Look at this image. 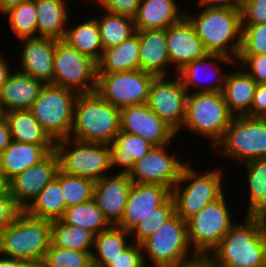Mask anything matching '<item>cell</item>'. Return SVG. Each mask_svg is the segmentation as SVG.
<instances>
[{
  "mask_svg": "<svg viewBox=\"0 0 266 267\" xmlns=\"http://www.w3.org/2000/svg\"><path fill=\"white\" fill-rule=\"evenodd\" d=\"M20 72L46 84H53L56 39L49 37L23 38Z\"/></svg>",
  "mask_w": 266,
  "mask_h": 267,
  "instance_id": "obj_22",
  "label": "cell"
},
{
  "mask_svg": "<svg viewBox=\"0 0 266 267\" xmlns=\"http://www.w3.org/2000/svg\"><path fill=\"white\" fill-rule=\"evenodd\" d=\"M51 243V221L22 211L0 232V254L40 267Z\"/></svg>",
  "mask_w": 266,
  "mask_h": 267,
  "instance_id": "obj_4",
  "label": "cell"
},
{
  "mask_svg": "<svg viewBox=\"0 0 266 267\" xmlns=\"http://www.w3.org/2000/svg\"><path fill=\"white\" fill-rule=\"evenodd\" d=\"M175 214V202L171 195L161 206L153 209L152 213L143 218L130 231V235L134 239L132 243L140 245Z\"/></svg>",
  "mask_w": 266,
  "mask_h": 267,
  "instance_id": "obj_40",
  "label": "cell"
},
{
  "mask_svg": "<svg viewBox=\"0 0 266 267\" xmlns=\"http://www.w3.org/2000/svg\"><path fill=\"white\" fill-rule=\"evenodd\" d=\"M111 149V168H122L120 173H130L135 163L146 156L154 147L143 137L119 131L115 140L109 144Z\"/></svg>",
  "mask_w": 266,
  "mask_h": 267,
  "instance_id": "obj_29",
  "label": "cell"
},
{
  "mask_svg": "<svg viewBox=\"0 0 266 267\" xmlns=\"http://www.w3.org/2000/svg\"><path fill=\"white\" fill-rule=\"evenodd\" d=\"M97 77L96 61L65 41L56 39L53 85L71 89L77 94L91 93L96 91Z\"/></svg>",
  "mask_w": 266,
  "mask_h": 267,
  "instance_id": "obj_11",
  "label": "cell"
},
{
  "mask_svg": "<svg viewBox=\"0 0 266 267\" xmlns=\"http://www.w3.org/2000/svg\"><path fill=\"white\" fill-rule=\"evenodd\" d=\"M9 18L10 32L20 41L37 37V11L34 0H27L3 14Z\"/></svg>",
  "mask_w": 266,
  "mask_h": 267,
  "instance_id": "obj_39",
  "label": "cell"
},
{
  "mask_svg": "<svg viewBox=\"0 0 266 267\" xmlns=\"http://www.w3.org/2000/svg\"><path fill=\"white\" fill-rule=\"evenodd\" d=\"M140 40V69L155 76H168L171 66L166 46V30H136ZM168 73V74H167Z\"/></svg>",
  "mask_w": 266,
  "mask_h": 267,
  "instance_id": "obj_24",
  "label": "cell"
},
{
  "mask_svg": "<svg viewBox=\"0 0 266 267\" xmlns=\"http://www.w3.org/2000/svg\"><path fill=\"white\" fill-rule=\"evenodd\" d=\"M140 40L135 33L122 43L104 49L98 64V73L127 72L140 69Z\"/></svg>",
  "mask_w": 266,
  "mask_h": 267,
  "instance_id": "obj_30",
  "label": "cell"
},
{
  "mask_svg": "<svg viewBox=\"0 0 266 267\" xmlns=\"http://www.w3.org/2000/svg\"><path fill=\"white\" fill-rule=\"evenodd\" d=\"M213 150L240 164L265 158L266 118L233 116L222 140Z\"/></svg>",
  "mask_w": 266,
  "mask_h": 267,
  "instance_id": "obj_8",
  "label": "cell"
},
{
  "mask_svg": "<svg viewBox=\"0 0 266 267\" xmlns=\"http://www.w3.org/2000/svg\"><path fill=\"white\" fill-rule=\"evenodd\" d=\"M2 114L8 122L12 140L37 145H55V141L29 109L11 110Z\"/></svg>",
  "mask_w": 266,
  "mask_h": 267,
  "instance_id": "obj_31",
  "label": "cell"
},
{
  "mask_svg": "<svg viewBox=\"0 0 266 267\" xmlns=\"http://www.w3.org/2000/svg\"><path fill=\"white\" fill-rule=\"evenodd\" d=\"M77 95L71 89L46 84L29 109L54 141L70 136Z\"/></svg>",
  "mask_w": 266,
  "mask_h": 267,
  "instance_id": "obj_9",
  "label": "cell"
},
{
  "mask_svg": "<svg viewBox=\"0 0 266 267\" xmlns=\"http://www.w3.org/2000/svg\"><path fill=\"white\" fill-rule=\"evenodd\" d=\"M12 137L8 122L3 114H0V154L11 144Z\"/></svg>",
  "mask_w": 266,
  "mask_h": 267,
  "instance_id": "obj_52",
  "label": "cell"
},
{
  "mask_svg": "<svg viewBox=\"0 0 266 267\" xmlns=\"http://www.w3.org/2000/svg\"><path fill=\"white\" fill-rule=\"evenodd\" d=\"M217 62L219 65L225 63L227 66L228 64L229 66L230 65L236 66V60H234L231 57L221 55V54H216V53H208L203 58H200L198 60L191 62L190 64H187L183 69H181L177 73L187 93H191L192 91L193 93L194 91L196 93L197 92L200 93V92H222L223 91L227 74L225 72L220 76L219 71L221 72L222 67H219ZM203 73L206 75L207 78L204 77V79H206L207 81L202 79L204 76ZM200 76H202V78ZM212 77L214 78L212 79L213 81L209 79ZM201 80L203 82H201ZM208 80H210V82Z\"/></svg>",
  "mask_w": 266,
  "mask_h": 267,
  "instance_id": "obj_19",
  "label": "cell"
},
{
  "mask_svg": "<svg viewBox=\"0 0 266 267\" xmlns=\"http://www.w3.org/2000/svg\"><path fill=\"white\" fill-rule=\"evenodd\" d=\"M0 52V89L3 86V84L7 81L8 76L11 74V65L9 66V63L6 61V59Z\"/></svg>",
  "mask_w": 266,
  "mask_h": 267,
  "instance_id": "obj_53",
  "label": "cell"
},
{
  "mask_svg": "<svg viewBox=\"0 0 266 267\" xmlns=\"http://www.w3.org/2000/svg\"><path fill=\"white\" fill-rule=\"evenodd\" d=\"M119 131V108L107 102L97 91L77 95L70 138L110 144Z\"/></svg>",
  "mask_w": 266,
  "mask_h": 267,
  "instance_id": "obj_2",
  "label": "cell"
},
{
  "mask_svg": "<svg viewBox=\"0 0 266 267\" xmlns=\"http://www.w3.org/2000/svg\"><path fill=\"white\" fill-rule=\"evenodd\" d=\"M194 25L208 53L225 55L237 60L242 45L240 9L205 8L199 13H185Z\"/></svg>",
  "mask_w": 266,
  "mask_h": 267,
  "instance_id": "obj_3",
  "label": "cell"
},
{
  "mask_svg": "<svg viewBox=\"0 0 266 267\" xmlns=\"http://www.w3.org/2000/svg\"><path fill=\"white\" fill-rule=\"evenodd\" d=\"M266 54V23L242 25L239 55Z\"/></svg>",
  "mask_w": 266,
  "mask_h": 267,
  "instance_id": "obj_43",
  "label": "cell"
},
{
  "mask_svg": "<svg viewBox=\"0 0 266 267\" xmlns=\"http://www.w3.org/2000/svg\"><path fill=\"white\" fill-rule=\"evenodd\" d=\"M171 195L172 191L163 185L133 183L123 217L116 226L130 232Z\"/></svg>",
  "mask_w": 266,
  "mask_h": 267,
  "instance_id": "obj_21",
  "label": "cell"
},
{
  "mask_svg": "<svg viewBox=\"0 0 266 267\" xmlns=\"http://www.w3.org/2000/svg\"><path fill=\"white\" fill-rule=\"evenodd\" d=\"M1 256V254H0ZM0 267H33L29 263L17 260L15 258L1 256L0 257Z\"/></svg>",
  "mask_w": 266,
  "mask_h": 267,
  "instance_id": "obj_54",
  "label": "cell"
},
{
  "mask_svg": "<svg viewBox=\"0 0 266 267\" xmlns=\"http://www.w3.org/2000/svg\"><path fill=\"white\" fill-rule=\"evenodd\" d=\"M120 130L141 136L154 146L170 145L178 135L147 104L120 109Z\"/></svg>",
  "mask_w": 266,
  "mask_h": 267,
  "instance_id": "obj_16",
  "label": "cell"
},
{
  "mask_svg": "<svg viewBox=\"0 0 266 267\" xmlns=\"http://www.w3.org/2000/svg\"><path fill=\"white\" fill-rule=\"evenodd\" d=\"M55 145H37L12 140L11 144L0 154V169L12 180L32 165L38 164Z\"/></svg>",
  "mask_w": 266,
  "mask_h": 267,
  "instance_id": "obj_25",
  "label": "cell"
},
{
  "mask_svg": "<svg viewBox=\"0 0 266 267\" xmlns=\"http://www.w3.org/2000/svg\"><path fill=\"white\" fill-rule=\"evenodd\" d=\"M168 77H154L147 105L176 133H179L185 119L188 93L178 74L174 77L175 79Z\"/></svg>",
  "mask_w": 266,
  "mask_h": 267,
  "instance_id": "obj_14",
  "label": "cell"
},
{
  "mask_svg": "<svg viewBox=\"0 0 266 267\" xmlns=\"http://www.w3.org/2000/svg\"><path fill=\"white\" fill-rule=\"evenodd\" d=\"M140 245L144 260H150L154 267L173 265L191 258L192 256H189V252L195 254L188 239L187 221L177 214L165 222Z\"/></svg>",
  "mask_w": 266,
  "mask_h": 267,
  "instance_id": "obj_12",
  "label": "cell"
},
{
  "mask_svg": "<svg viewBox=\"0 0 266 267\" xmlns=\"http://www.w3.org/2000/svg\"><path fill=\"white\" fill-rule=\"evenodd\" d=\"M249 117L266 118V84H258Z\"/></svg>",
  "mask_w": 266,
  "mask_h": 267,
  "instance_id": "obj_49",
  "label": "cell"
},
{
  "mask_svg": "<svg viewBox=\"0 0 266 267\" xmlns=\"http://www.w3.org/2000/svg\"><path fill=\"white\" fill-rule=\"evenodd\" d=\"M8 76L0 89V114L11 110L30 109L45 84L19 70Z\"/></svg>",
  "mask_w": 266,
  "mask_h": 267,
  "instance_id": "obj_23",
  "label": "cell"
},
{
  "mask_svg": "<svg viewBox=\"0 0 266 267\" xmlns=\"http://www.w3.org/2000/svg\"><path fill=\"white\" fill-rule=\"evenodd\" d=\"M103 14L97 20L103 49L116 46L136 33L134 19L99 9Z\"/></svg>",
  "mask_w": 266,
  "mask_h": 267,
  "instance_id": "obj_36",
  "label": "cell"
},
{
  "mask_svg": "<svg viewBox=\"0 0 266 267\" xmlns=\"http://www.w3.org/2000/svg\"><path fill=\"white\" fill-rule=\"evenodd\" d=\"M236 65L237 68L241 66V69H246L257 84H266V54L239 55Z\"/></svg>",
  "mask_w": 266,
  "mask_h": 267,
  "instance_id": "obj_44",
  "label": "cell"
},
{
  "mask_svg": "<svg viewBox=\"0 0 266 267\" xmlns=\"http://www.w3.org/2000/svg\"><path fill=\"white\" fill-rule=\"evenodd\" d=\"M175 0H141L134 18L136 30L166 29L179 22L185 12L179 9Z\"/></svg>",
  "mask_w": 266,
  "mask_h": 267,
  "instance_id": "obj_26",
  "label": "cell"
},
{
  "mask_svg": "<svg viewBox=\"0 0 266 267\" xmlns=\"http://www.w3.org/2000/svg\"><path fill=\"white\" fill-rule=\"evenodd\" d=\"M247 186L249 187V204L246 215L255 216L266 206V157L244 163Z\"/></svg>",
  "mask_w": 266,
  "mask_h": 267,
  "instance_id": "obj_38",
  "label": "cell"
},
{
  "mask_svg": "<svg viewBox=\"0 0 266 267\" xmlns=\"http://www.w3.org/2000/svg\"><path fill=\"white\" fill-rule=\"evenodd\" d=\"M56 178L60 181L66 207L82 204L93 199V180L72 176L58 171Z\"/></svg>",
  "mask_w": 266,
  "mask_h": 267,
  "instance_id": "obj_41",
  "label": "cell"
},
{
  "mask_svg": "<svg viewBox=\"0 0 266 267\" xmlns=\"http://www.w3.org/2000/svg\"><path fill=\"white\" fill-rule=\"evenodd\" d=\"M217 168L200 174L189 162L183 167L180 178L172 189L175 211L180 218L187 221L207 204L225 194L222 179L224 174L220 167Z\"/></svg>",
  "mask_w": 266,
  "mask_h": 267,
  "instance_id": "obj_5",
  "label": "cell"
},
{
  "mask_svg": "<svg viewBox=\"0 0 266 267\" xmlns=\"http://www.w3.org/2000/svg\"><path fill=\"white\" fill-rule=\"evenodd\" d=\"M27 0H0V14L6 13L8 10L13 7L18 6L20 3Z\"/></svg>",
  "mask_w": 266,
  "mask_h": 267,
  "instance_id": "obj_55",
  "label": "cell"
},
{
  "mask_svg": "<svg viewBox=\"0 0 266 267\" xmlns=\"http://www.w3.org/2000/svg\"><path fill=\"white\" fill-rule=\"evenodd\" d=\"M146 262L141 245L133 243L105 267H143Z\"/></svg>",
  "mask_w": 266,
  "mask_h": 267,
  "instance_id": "obj_46",
  "label": "cell"
},
{
  "mask_svg": "<svg viewBox=\"0 0 266 267\" xmlns=\"http://www.w3.org/2000/svg\"><path fill=\"white\" fill-rule=\"evenodd\" d=\"M59 169L65 174L100 180L111 171L109 144L84 142L70 137L55 141Z\"/></svg>",
  "mask_w": 266,
  "mask_h": 267,
  "instance_id": "obj_7",
  "label": "cell"
},
{
  "mask_svg": "<svg viewBox=\"0 0 266 267\" xmlns=\"http://www.w3.org/2000/svg\"><path fill=\"white\" fill-rule=\"evenodd\" d=\"M241 25L266 23V0H242Z\"/></svg>",
  "mask_w": 266,
  "mask_h": 267,
  "instance_id": "obj_45",
  "label": "cell"
},
{
  "mask_svg": "<svg viewBox=\"0 0 266 267\" xmlns=\"http://www.w3.org/2000/svg\"><path fill=\"white\" fill-rule=\"evenodd\" d=\"M165 267H212L209 255L192 254L191 258Z\"/></svg>",
  "mask_w": 266,
  "mask_h": 267,
  "instance_id": "obj_50",
  "label": "cell"
},
{
  "mask_svg": "<svg viewBox=\"0 0 266 267\" xmlns=\"http://www.w3.org/2000/svg\"><path fill=\"white\" fill-rule=\"evenodd\" d=\"M101 10L135 18L141 3V0H96Z\"/></svg>",
  "mask_w": 266,
  "mask_h": 267,
  "instance_id": "obj_47",
  "label": "cell"
},
{
  "mask_svg": "<svg viewBox=\"0 0 266 267\" xmlns=\"http://www.w3.org/2000/svg\"><path fill=\"white\" fill-rule=\"evenodd\" d=\"M232 118L222 92H191L187 94L181 129L210 138L214 149L222 140Z\"/></svg>",
  "mask_w": 266,
  "mask_h": 267,
  "instance_id": "obj_6",
  "label": "cell"
},
{
  "mask_svg": "<svg viewBox=\"0 0 266 267\" xmlns=\"http://www.w3.org/2000/svg\"><path fill=\"white\" fill-rule=\"evenodd\" d=\"M59 159L55 151L50 152L38 164L24 170L10 180V194L24 211L52 181L59 171Z\"/></svg>",
  "mask_w": 266,
  "mask_h": 267,
  "instance_id": "obj_17",
  "label": "cell"
},
{
  "mask_svg": "<svg viewBox=\"0 0 266 267\" xmlns=\"http://www.w3.org/2000/svg\"><path fill=\"white\" fill-rule=\"evenodd\" d=\"M61 220L71 226L87 229L95 235L112 226L93 199L82 204L67 207Z\"/></svg>",
  "mask_w": 266,
  "mask_h": 267,
  "instance_id": "obj_37",
  "label": "cell"
},
{
  "mask_svg": "<svg viewBox=\"0 0 266 267\" xmlns=\"http://www.w3.org/2000/svg\"><path fill=\"white\" fill-rule=\"evenodd\" d=\"M40 267H93L92 255L89 252L62 249L51 242Z\"/></svg>",
  "mask_w": 266,
  "mask_h": 267,
  "instance_id": "obj_42",
  "label": "cell"
},
{
  "mask_svg": "<svg viewBox=\"0 0 266 267\" xmlns=\"http://www.w3.org/2000/svg\"><path fill=\"white\" fill-rule=\"evenodd\" d=\"M223 194L187 220L188 239L195 254L210 255L236 223Z\"/></svg>",
  "mask_w": 266,
  "mask_h": 267,
  "instance_id": "obj_10",
  "label": "cell"
},
{
  "mask_svg": "<svg viewBox=\"0 0 266 267\" xmlns=\"http://www.w3.org/2000/svg\"><path fill=\"white\" fill-rule=\"evenodd\" d=\"M66 208L60 181L55 177L24 211L35 218L55 221L62 218Z\"/></svg>",
  "mask_w": 266,
  "mask_h": 267,
  "instance_id": "obj_33",
  "label": "cell"
},
{
  "mask_svg": "<svg viewBox=\"0 0 266 267\" xmlns=\"http://www.w3.org/2000/svg\"><path fill=\"white\" fill-rule=\"evenodd\" d=\"M130 232L112 225L109 229L95 235L94 250L92 252L93 267H105L111 259L116 258L132 243L128 242Z\"/></svg>",
  "mask_w": 266,
  "mask_h": 267,
  "instance_id": "obj_34",
  "label": "cell"
},
{
  "mask_svg": "<svg viewBox=\"0 0 266 267\" xmlns=\"http://www.w3.org/2000/svg\"><path fill=\"white\" fill-rule=\"evenodd\" d=\"M51 242L62 249L89 252L92 255L95 234L82 227L71 226L59 219L51 221Z\"/></svg>",
  "mask_w": 266,
  "mask_h": 267,
  "instance_id": "obj_35",
  "label": "cell"
},
{
  "mask_svg": "<svg viewBox=\"0 0 266 267\" xmlns=\"http://www.w3.org/2000/svg\"><path fill=\"white\" fill-rule=\"evenodd\" d=\"M22 211L11 195L0 196V232L12 224Z\"/></svg>",
  "mask_w": 266,
  "mask_h": 267,
  "instance_id": "obj_48",
  "label": "cell"
},
{
  "mask_svg": "<svg viewBox=\"0 0 266 267\" xmlns=\"http://www.w3.org/2000/svg\"><path fill=\"white\" fill-rule=\"evenodd\" d=\"M199 7L240 9L242 0H198Z\"/></svg>",
  "mask_w": 266,
  "mask_h": 267,
  "instance_id": "obj_51",
  "label": "cell"
},
{
  "mask_svg": "<svg viewBox=\"0 0 266 267\" xmlns=\"http://www.w3.org/2000/svg\"><path fill=\"white\" fill-rule=\"evenodd\" d=\"M167 150V145L154 146L146 156L138 160L129 173L132 182L159 184L172 191L187 162L180 161L178 155H170Z\"/></svg>",
  "mask_w": 266,
  "mask_h": 267,
  "instance_id": "obj_15",
  "label": "cell"
},
{
  "mask_svg": "<svg viewBox=\"0 0 266 267\" xmlns=\"http://www.w3.org/2000/svg\"><path fill=\"white\" fill-rule=\"evenodd\" d=\"M11 195L10 194V180L0 169V196Z\"/></svg>",
  "mask_w": 266,
  "mask_h": 267,
  "instance_id": "obj_56",
  "label": "cell"
},
{
  "mask_svg": "<svg viewBox=\"0 0 266 267\" xmlns=\"http://www.w3.org/2000/svg\"><path fill=\"white\" fill-rule=\"evenodd\" d=\"M239 70L227 73L222 94L233 116H247L258 84L246 71Z\"/></svg>",
  "mask_w": 266,
  "mask_h": 267,
  "instance_id": "obj_27",
  "label": "cell"
},
{
  "mask_svg": "<svg viewBox=\"0 0 266 267\" xmlns=\"http://www.w3.org/2000/svg\"><path fill=\"white\" fill-rule=\"evenodd\" d=\"M235 223L210 253L212 267H266V237L256 216Z\"/></svg>",
  "mask_w": 266,
  "mask_h": 267,
  "instance_id": "obj_1",
  "label": "cell"
},
{
  "mask_svg": "<svg viewBox=\"0 0 266 267\" xmlns=\"http://www.w3.org/2000/svg\"><path fill=\"white\" fill-rule=\"evenodd\" d=\"M155 75L141 69L98 73L96 91L113 106L124 107L147 104L151 83Z\"/></svg>",
  "mask_w": 266,
  "mask_h": 267,
  "instance_id": "obj_13",
  "label": "cell"
},
{
  "mask_svg": "<svg viewBox=\"0 0 266 267\" xmlns=\"http://www.w3.org/2000/svg\"><path fill=\"white\" fill-rule=\"evenodd\" d=\"M37 11V37L63 40L69 14L66 0H34Z\"/></svg>",
  "mask_w": 266,
  "mask_h": 267,
  "instance_id": "obj_28",
  "label": "cell"
},
{
  "mask_svg": "<svg viewBox=\"0 0 266 267\" xmlns=\"http://www.w3.org/2000/svg\"><path fill=\"white\" fill-rule=\"evenodd\" d=\"M132 184L129 173L119 171L95 182L93 200L111 225L121 221Z\"/></svg>",
  "mask_w": 266,
  "mask_h": 267,
  "instance_id": "obj_20",
  "label": "cell"
},
{
  "mask_svg": "<svg viewBox=\"0 0 266 267\" xmlns=\"http://www.w3.org/2000/svg\"><path fill=\"white\" fill-rule=\"evenodd\" d=\"M68 24L63 41L98 63L102 58L104 49L101 44L97 20L92 17L76 26L74 25V27H69L70 23L68 22Z\"/></svg>",
  "mask_w": 266,
  "mask_h": 267,
  "instance_id": "obj_32",
  "label": "cell"
},
{
  "mask_svg": "<svg viewBox=\"0 0 266 267\" xmlns=\"http://www.w3.org/2000/svg\"><path fill=\"white\" fill-rule=\"evenodd\" d=\"M255 216L259 219L260 224H261V228H262V232L266 237V206L259 213H257Z\"/></svg>",
  "mask_w": 266,
  "mask_h": 267,
  "instance_id": "obj_57",
  "label": "cell"
},
{
  "mask_svg": "<svg viewBox=\"0 0 266 267\" xmlns=\"http://www.w3.org/2000/svg\"><path fill=\"white\" fill-rule=\"evenodd\" d=\"M165 30L169 60L171 66L174 65L172 68H175L176 74L187 64L208 54L194 25L186 16Z\"/></svg>",
  "mask_w": 266,
  "mask_h": 267,
  "instance_id": "obj_18",
  "label": "cell"
}]
</instances>
